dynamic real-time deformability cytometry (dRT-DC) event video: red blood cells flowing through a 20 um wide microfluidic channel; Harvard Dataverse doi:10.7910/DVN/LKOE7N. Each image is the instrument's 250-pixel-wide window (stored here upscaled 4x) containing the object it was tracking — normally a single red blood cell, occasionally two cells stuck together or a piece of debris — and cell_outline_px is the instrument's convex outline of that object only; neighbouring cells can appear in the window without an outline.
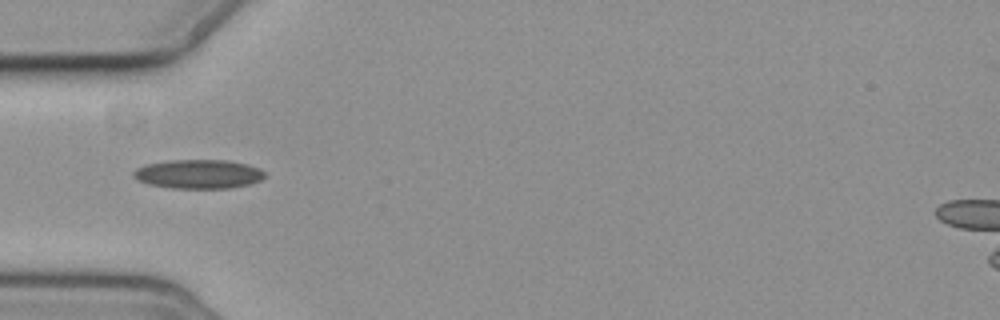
{"species": "common noctule bat (a hibernating species)", "species_latin": "Nyctalus noctula", "temperature_condition": "cold", "stored_images_in_passage": 4, "camera_frame_rate_fps": 3000, "um_per_image_px": 0.085, "animal": {"sex": "female", "body_mass_g": 19.3, "forearm_length_mm": 54.1}, "frame": {"image": 1, "passage_image": 1, "time_ms": 0.0, "image_size_px": [1000, 320], "cell_outline_px": [[264, 176], [260, 180], [248, 184], [228, 188], [172, 188], [148, 184], [132, 176], [132, 172], [136, 168], [144, 164], [172, 160], [228, 160], [248, 164], [260, 168], [264, 172]], "centroid_in_image_um": [16.85, 14.78], "position_along_channel_um": 68.1, "area_um2": 22.2}}
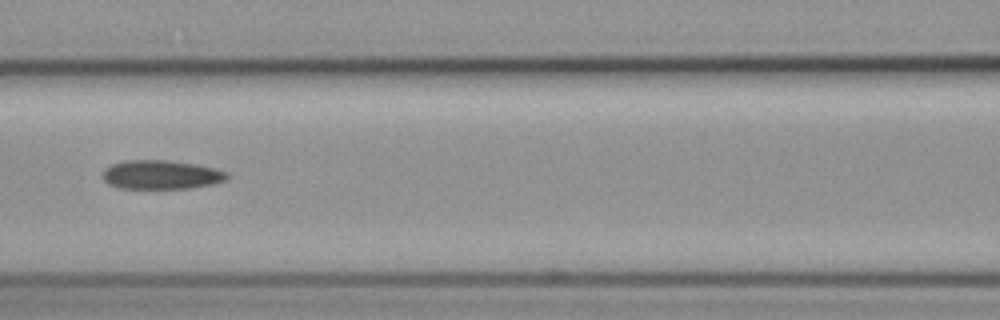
{"frame": {"image": 2, "passage_image": 3, "time_ms": 2.333, "image_size_px": [1000, 320], "cell_outline_px": [[228, 176], [224, 180], [212, 184], [188, 188], [120, 188], [108, 184], [104, 180], [104, 168], [112, 164], [124, 160], [168, 160], [196, 164], [216, 168], [224, 172]], "centroid_in_image_um": [13.67, 14.84], "position_along_channel_um": 152.9, "area_um2": 20.81}}
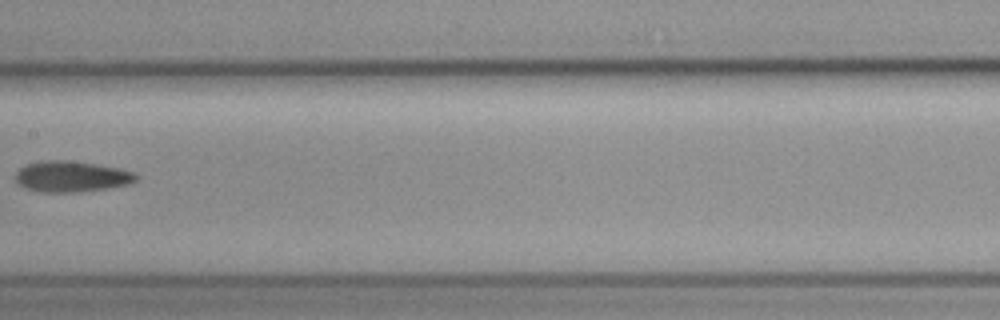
{"frame": {"image": 3, "passage_image": 4, "time_ms": 3.667, "image_size_px": [1000, 320], "cell_outline_px": [[140, 176], [132, 184], [108, 188], [72, 192], [40, 192], [24, 188], [16, 184], [16, 172], [20, 168], [28, 164], [44, 160], [64, 160], [120, 168], [136, 172]], "centroid_in_image_um": [6.09, 15.01], "position_along_channel_um": 201.3, "area_um2": 21.79}}